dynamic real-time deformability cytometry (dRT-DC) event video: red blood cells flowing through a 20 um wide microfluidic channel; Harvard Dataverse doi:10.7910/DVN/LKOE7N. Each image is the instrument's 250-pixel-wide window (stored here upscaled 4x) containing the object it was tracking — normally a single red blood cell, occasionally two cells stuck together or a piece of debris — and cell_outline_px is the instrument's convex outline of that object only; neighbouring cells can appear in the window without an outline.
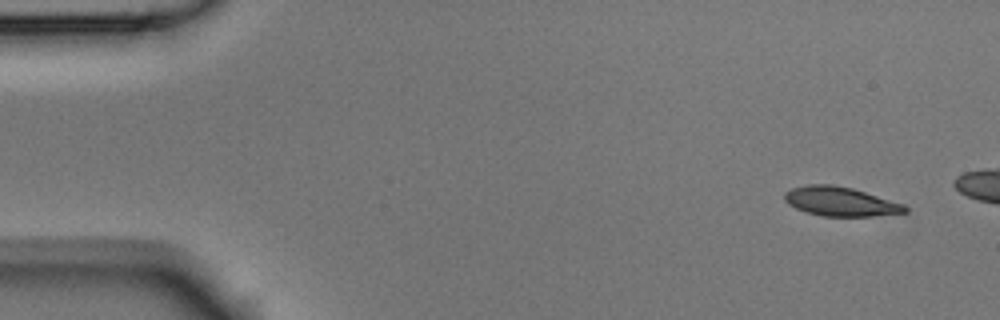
{"species": "Egyptian fruit bat (a non-hibernating species)", "species_latin": "Rousettus aegyptiacus", "temperature_condition": "room temperature", "stored_images_in_passage": 4, "camera_frame_rate_fps": 3000, "um_per_image_px": 0.085, "animal": {"sex": "male"}, "frame": {"image": 1, "passage_image": 1, "time_ms": 0.0, "image_size_px": [1000, 320], "cell_outline_px": [[908, 212], [872, 216], [824, 216], [808, 212], [796, 208], [788, 204], [784, 200], [784, 192], [792, 188], [808, 184], [832, 184], [852, 188], [904, 204], [908, 208]], "centroid_in_image_um": [71.43, 17.12], "position_along_channel_um": 13.6, "area_um2": 20.4}}